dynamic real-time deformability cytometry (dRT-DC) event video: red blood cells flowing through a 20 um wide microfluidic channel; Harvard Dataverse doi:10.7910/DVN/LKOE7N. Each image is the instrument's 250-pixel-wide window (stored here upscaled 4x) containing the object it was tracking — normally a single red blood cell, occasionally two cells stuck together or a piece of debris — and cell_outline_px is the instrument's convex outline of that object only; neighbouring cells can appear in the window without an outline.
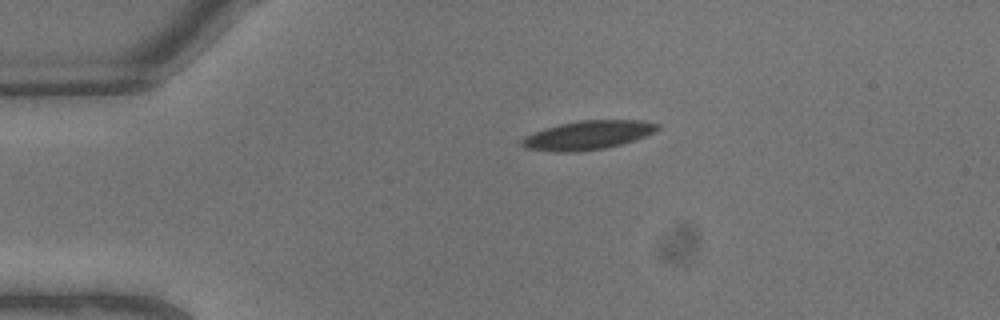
{"species": "common noctule bat (a hibernating species)", "species_latin": "Nyctalus noctula", "temperature_condition": "warm", "stored_images_in_passage": 4, "camera_frame_rate_fps": 3000, "um_per_image_px": 0.085, "animal": {"sex": "male", "body_mass_g": 13.3}, "frame": {"image": 1, "passage_image": 1, "time_ms": 0.0, "image_size_px": [1000, 320], "cell_outline_px": [[660, 128], [636, 140], [604, 148], [576, 152], [552, 152], [524, 148], [520, 144], [520, 140], [524, 136], [544, 128], [560, 124], [580, 120], [644, 120], [660, 124]], "centroid_in_image_um": [49.93, 11.49], "position_along_channel_um": 35.1, "area_um2": 22.95}}
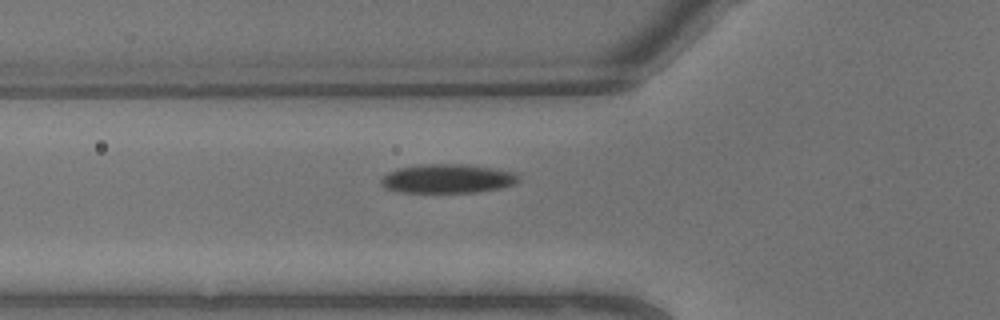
{"frame": {"image": 2, "passage_image": 4, "time_ms": 1.0, "image_size_px": [1000, 320], "cell_outline_px": [[520, 180], [512, 184], [500, 188], [476, 192], [404, 192], [384, 188], [380, 184], [380, 180], [388, 172], [400, 168], [420, 164], [464, 164], [492, 168], [512, 172]], "centroid_in_image_um": [37.99, 15.18], "position_along_channel_um": 87.8, "area_um2": 22.95}}